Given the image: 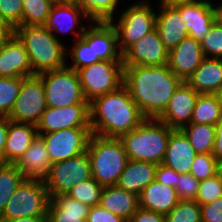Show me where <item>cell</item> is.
<instances>
[{
	"instance_id": "11",
	"label": "cell",
	"mask_w": 222,
	"mask_h": 222,
	"mask_svg": "<svg viewBox=\"0 0 222 222\" xmlns=\"http://www.w3.org/2000/svg\"><path fill=\"white\" fill-rule=\"evenodd\" d=\"M46 109L42 78L39 75H33L22 80L19 95L7 117L14 122L36 125Z\"/></svg>"
},
{
	"instance_id": "20",
	"label": "cell",
	"mask_w": 222,
	"mask_h": 222,
	"mask_svg": "<svg viewBox=\"0 0 222 222\" xmlns=\"http://www.w3.org/2000/svg\"><path fill=\"white\" fill-rule=\"evenodd\" d=\"M197 153L181 130H173L167 144L162 164L179 174L190 173Z\"/></svg>"
},
{
	"instance_id": "24",
	"label": "cell",
	"mask_w": 222,
	"mask_h": 222,
	"mask_svg": "<svg viewBox=\"0 0 222 222\" xmlns=\"http://www.w3.org/2000/svg\"><path fill=\"white\" fill-rule=\"evenodd\" d=\"M186 82L199 94H218L222 89V58L205 57Z\"/></svg>"
},
{
	"instance_id": "8",
	"label": "cell",
	"mask_w": 222,
	"mask_h": 222,
	"mask_svg": "<svg viewBox=\"0 0 222 222\" xmlns=\"http://www.w3.org/2000/svg\"><path fill=\"white\" fill-rule=\"evenodd\" d=\"M45 90L47 107H66L89 103L83 94L77 71L67 66L39 74Z\"/></svg>"
},
{
	"instance_id": "5",
	"label": "cell",
	"mask_w": 222,
	"mask_h": 222,
	"mask_svg": "<svg viewBox=\"0 0 222 222\" xmlns=\"http://www.w3.org/2000/svg\"><path fill=\"white\" fill-rule=\"evenodd\" d=\"M92 177L103 187L116 186L129 159L119 138L92 134L87 147Z\"/></svg>"
},
{
	"instance_id": "23",
	"label": "cell",
	"mask_w": 222,
	"mask_h": 222,
	"mask_svg": "<svg viewBox=\"0 0 222 222\" xmlns=\"http://www.w3.org/2000/svg\"><path fill=\"white\" fill-rule=\"evenodd\" d=\"M37 135L36 125L9 120L4 163L16 164Z\"/></svg>"
},
{
	"instance_id": "30",
	"label": "cell",
	"mask_w": 222,
	"mask_h": 222,
	"mask_svg": "<svg viewBox=\"0 0 222 222\" xmlns=\"http://www.w3.org/2000/svg\"><path fill=\"white\" fill-rule=\"evenodd\" d=\"M79 31H73L76 37V43L73 44L70 52L67 50V55L72 56L73 65L68 68L78 71L86 66L100 62L99 58H94V52L92 50V23H89V28H85L84 25H80Z\"/></svg>"
},
{
	"instance_id": "26",
	"label": "cell",
	"mask_w": 222,
	"mask_h": 222,
	"mask_svg": "<svg viewBox=\"0 0 222 222\" xmlns=\"http://www.w3.org/2000/svg\"><path fill=\"white\" fill-rule=\"evenodd\" d=\"M156 168L155 163L129 160L116 186L139 196L155 180Z\"/></svg>"
},
{
	"instance_id": "4",
	"label": "cell",
	"mask_w": 222,
	"mask_h": 222,
	"mask_svg": "<svg viewBox=\"0 0 222 222\" xmlns=\"http://www.w3.org/2000/svg\"><path fill=\"white\" fill-rule=\"evenodd\" d=\"M173 131L157 119H145L138 127L119 139L129 160L161 164Z\"/></svg>"
},
{
	"instance_id": "6",
	"label": "cell",
	"mask_w": 222,
	"mask_h": 222,
	"mask_svg": "<svg viewBox=\"0 0 222 222\" xmlns=\"http://www.w3.org/2000/svg\"><path fill=\"white\" fill-rule=\"evenodd\" d=\"M50 195L39 179H24L7 202L0 220L47 215Z\"/></svg>"
},
{
	"instance_id": "51",
	"label": "cell",
	"mask_w": 222,
	"mask_h": 222,
	"mask_svg": "<svg viewBox=\"0 0 222 222\" xmlns=\"http://www.w3.org/2000/svg\"><path fill=\"white\" fill-rule=\"evenodd\" d=\"M5 222H48V216H32L18 219L3 220Z\"/></svg>"
},
{
	"instance_id": "13",
	"label": "cell",
	"mask_w": 222,
	"mask_h": 222,
	"mask_svg": "<svg viewBox=\"0 0 222 222\" xmlns=\"http://www.w3.org/2000/svg\"><path fill=\"white\" fill-rule=\"evenodd\" d=\"M38 134L67 128H90L89 103L66 107H47L36 124Z\"/></svg>"
},
{
	"instance_id": "44",
	"label": "cell",
	"mask_w": 222,
	"mask_h": 222,
	"mask_svg": "<svg viewBox=\"0 0 222 222\" xmlns=\"http://www.w3.org/2000/svg\"><path fill=\"white\" fill-rule=\"evenodd\" d=\"M201 222H222V197L200 205Z\"/></svg>"
},
{
	"instance_id": "10",
	"label": "cell",
	"mask_w": 222,
	"mask_h": 222,
	"mask_svg": "<svg viewBox=\"0 0 222 222\" xmlns=\"http://www.w3.org/2000/svg\"><path fill=\"white\" fill-rule=\"evenodd\" d=\"M92 177L88 152L52 163L44 183L52 196L67 194L72 187Z\"/></svg>"
},
{
	"instance_id": "36",
	"label": "cell",
	"mask_w": 222,
	"mask_h": 222,
	"mask_svg": "<svg viewBox=\"0 0 222 222\" xmlns=\"http://www.w3.org/2000/svg\"><path fill=\"white\" fill-rule=\"evenodd\" d=\"M103 188L91 177L72 187L67 195L89 207H94L100 204Z\"/></svg>"
},
{
	"instance_id": "40",
	"label": "cell",
	"mask_w": 222,
	"mask_h": 222,
	"mask_svg": "<svg viewBox=\"0 0 222 222\" xmlns=\"http://www.w3.org/2000/svg\"><path fill=\"white\" fill-rule=\"evenodd\" d=\"M222 197V178L220 174L200 181L195 200L204 205Z\"/></svg>"
},
{
	"instance_id": "14",
	"label": "cell",
	"mask_w": 222,
	"mask_h": 222,
	"mask_svg": "<svg viewBox=\"0 0 222 222\" xmlns=\"http://www.w3.org/2000/svg\"><path fill=\"white\" fill-rule=\"evenodd\" d=\"M124 66H162L168 62V50L165 48L160 35L155 28L146 34L123 54Z\"/></svg>"
},
{
	"instance_id": "53",
	"label": "cell",
	"mask_w": 222,
	"mask_h": 222,
	"mask_svg": "<svg viewBox=\"0 0 222 222\" xmlns=\"http://www.w3.org/2000/svg\"><path fill=\"white\" fill-rule=\"evenodd\" d=\"M213 9L215 22L222 27V2L216 7L213 5Z\"/></svg>"
},
{
	"instance_id": "22",
	"label": "cell",
	"mask_w": 222,
	"mask_h": 222,
	"mask_svg": "<svg viewBox=\"0 0 222 222\" xmlns=\"http://www.w3.org/2000/svg\"><path fill=\"white\" fill-rule=\"evenodd\" d=\"M91 22L94 58H99L101 61H122L118 35L113 23L111 21Z\"/></svg>"
},
{
	"instance_id": "45",
	"label": "cell",
	"mask_w": 222,
	"mask_h": 222,
	"mask_svg": "<svg viewBox=\"0 0 222 222\" xmlns=\"http://www.w3.org/2000/svg\"><path fill=\"white\" fill-rule=\"evenodd\" d=\"M86 222H127L122 217L110 213L100 205L90 207Z\"/></svg>"
},
{
	"instance_id": "15",
	"label": "cell",
	"mask_w": 222,
	"mask_h": 222,
	"mask_svg": "<svg viewBox=\"0 0 222 222\" xmlns=\"http://www.w3.org/2000/svg\"><path fill=\"white\" fill-rule=\"evenodd\" d=\"M198 95L199 93L186 81H183L175 90L166 109L157 120L165 123L173 130H181L190 124Z\"/></svg>"
},
{
	"instance_id": "39",
	"label": "cell",
	"mask_w": 222,
	"mask_h": 222,
	"mask_svg": "<svg viewBox=\"0 0 222 222\" xmlns=\"http://www.w3.org/2000/svg\"><path fill=\"white\" fill-rule=\"evenodd\" d=\"M218 170L219 162L212 153H198L193 160L190 174L202 181L218 174Z\"/></svg>"
},
{
	"instance_id": "16",
	"label": "cell",
	"mask_w": 222,
	"mask_h": 222,
	"mask_svg": "<svg viewBox=\"0 0 222 222\" xmlns=\"http://www.w3.org/2000/svg\"><path fill=\"white\" fill-rule=\"evenodd\" d=\"M204 58L200 43L188 36L168 51L167 65L177 77L186 81Z\"/></svg>"
},
{
	"instance_id": "31",
	"label": "cell",
	"mask_w": 222,
	"mask_h": 222,
	"mask_svg": "<svg viewBox=\"0 0 222 222\" xmlns=\"http://www.w3.org/2000/svg\"><path fill=\"white\" fill-rule=\"evenodd\" d=\"M222 121V104L218 94H199L190 123L216 125Z\"/></svg>"
},
{
	"instance_id": "2",
	"label": "cell",
	"mask_w": 222,
	"mask_h": 222,
	"mask_svg": "<svg viewBox=\"0 0 222 222\" xmlns=\"http://www.w3.org/2000/svg\"><path fill=\"white\" fill-rule=\"evenodd\" d=\"M89 113L91 133L109 138H120L146 119L124 85L95 97L89 102Z\"/></svg>"
},
{
	"instance_id": "18",
	"label": "cell",
	"mask_w": 222,
	"mask_h": 222,
	"mask_svg": "<svg viewBox=\"0 0 222 222\" xmlns=\"http://www.w3.org/2000/svg\"><path fill=\"white\" fill-rule=\"evenodd\" d=\"M33 76L28 53L14 34L0 48V77L26 78Z\"/></svg>"
},
{
	"instance_id": "55",
	"label": "cell",
	"mask_w": 222,
	"mask_h": 222,
	"mask_svg": "<svg viewBox=\"0 0 222 222\" xmlns=\"http://www.w3.org/2000/svg\"><path fill=\"white\" fill-rule=\"evenodd\" d=\"M218 173L220 174L221 178H222V161L219 162V170Z\"/></svg>"
},
{
	"instance_id": "29",
	"label": "cell",
	"mask_w": 222,
	"mask_h": 222,
	"mask_svg": "<svg viewBox=\"0 0 222 222\" xmlns=\"http://www.w3.org/2000/svg\"><path fill=\"white\" fill-rule=\"evenodd\" d=\"M80 18H88L86 22L91 23L87 14L77 4H53L44 26L56 38H59L55 32L68 33L73 31L79 24Z\"/></svg>"
},
{
	"instance_id": "49",
	"label": "cell",
	"mask_w": 222,
	"mask_h": 222,
	"mask_svg": "<svg viewBox=\"0 0 222 222\" xmlns=\"http://www.w3.org/2000/svg\"><path fill=\"white\" fill-rule=\"evenodd\" d=\"M212 154L218 162L222 161V121L215 125V141Z\"/></svg>"
},
{
	"instance_id": "3",
	"label": "cell",
	"mask_w": 222,
	"mask_h": 222,
	"mask_svg": "<svg viewBox=\"0 0 222 222\" xmlns=\"http://www.w3.org/2000/svg\"><path fill=\"white\" fill-rule=\"evenodd\" d=\"M15 35L28 53L33 75L66 67V48L45 26L15 27Z\"/></svg>"
},
{
	"instance_id": "27",
	"label": "cell",
	"mask_w": 222,
	"mask_h": 222,
	"mask_svg": "<svg viewBox=\"0 0 222 222\" xmlns=\"http://www.w3.org/2000/svg\"><path fill=\"white\" fill-rule=\"evenodd\" d=\"M90 207L67 194L52 196L49 202L48 222H86Z\"/></svg>"
},
{
	"instance_id": "1",
	"label": "cell",
	"mask_w": 222,
	"mask_h": 222,
	"mask_svg": "<svg viewBox=\"0 0 222 222\" xmlns=\"http://www.w3.org/2000/svg\"><path fill=\"white\" fill-rule=\"evenodd\" d=\"M183 81L168 67L124 66L123 85L146 119H157Z\"/></svg>"
},
{
	"instance_id": "37",
	"label": "cell",
	"mask_w": 222,
	"mask_h": 222,
	"mask_svg": "<svg viewBox=\"0 0 222 222\" xmlns=\"http://www.w3.org/2000/svg\"><path fill=\"white\" fill-rule=\"evenodd\" d=\"M24 78L0 77V115L8 116Z\"/></svg>"
},
{
	"instance_id": "12",
	"label": "cell",
	"mask_w": 222,
	"mask_h": 222,
	"mask_svg": "<svg viewBox=\"0 0 222 222\" xmlns=\"http://www.w3.org/2000/svg\"><path fill=\"white\" fill-rule=\"evenodd\" d=\"M43 138L51 163L78 156L87 151L90 128H67L38 134Z\"/></svg>"
},
{
	"instance_id": "33",
	"label": "cell",
	"mask_w": 222,
	"mask_h": 222,
	"mask_svg": "<svg viewBox=\"0 0 222 222\" xmlns=\"http://www.w3.org/2000/svg\"><path fill=\"white\" fill-rule=\"evenodd\" d=\"M24 179L16 164L0 162V216L10 197Z\"/></svg>"
},
{
	"instance_id": "50",
	"label": "cell",
	"mask_w": 222,
	"mask_h": 222,
	"mask_svg": "<svg viewBox=\"0 0 222 222\" xmlns=\"http://www.w3.org/2000/svg\"><path fill=\"white\" fill-rule=\"evenodd\" d=\"M14 34L15 28L9 22L0 19V48L6 45Z\"/></svg>"
},
{
	"instance_id": "21",
	"label": "cell",
	"mask_w": 222,
	"mask_h": 222,
	"mask_svg": "<svg viewBox=\"0 0 222 222\" xmlns=\"http://www.w3.org/2000/svg\"><path fill=\"white\" fill-rule=\"evenodd\" d=\"M16 165L25 179L44 180L46 178L52 163L40 135L36 136Z\"/></svg>"
},
{
	"instance_id": "9",
	"label": "cell",
	"mask_w": 222,
	"mask_h": 222,
	"mask_svg": "<svg viewBox=\"0 0 222 222\" xmlns=\"http://www.w3.org/2000/svg\"><path fill=\"white\" fill-rule=\"evenodd\" d=\"M157 13L153 12L151 4L145 2L133 3L121 12L118 23H113L118 35V47L123 54L131 45L156 28Z\"/></svg>"
},
{
	"instance_id": "38",
	"label": "cell",
	"mask_w": 222,
	"mask_h": 222,
	"mask_svg": "<svg viewBox=\"0 0 222 222\" xmlns=\"http://www.w3.org/2000/svg\"><path fill=\"white\" fill-rule=\"evenodd\" d=\"M165 219L166 222H201L200 205L196 200H179Z\"/></svg>"
},
{
	"instance_id": "52",
	"label": "cell",
	"mask_w": 222,
	"mask_h": 222,
	"mask_svg": "<svg viewBox=\"0 0 222 222\" xmlns=\"http://www.w3.org/2000/svg\"><path fill=\"white\" fill-rule=\"evenodd\" d=\"M204 0H160V2L166 3L167 5L177 7L179 5L193 4L202 2Z\"/></svg>"
},
{
	"instance_id": "41",
	"label": "cell",
	"mask_w": 222,
	"mask_h": 222,
	"mask_svg": "<svg viewBox=\"0 0 222 222\" xmlns=\"http://www.w3.org/2000/svg\"><path fill=\"white\" fill-rule=\"evenodd\" d=\"M200 45L205 57L222 58V27L214 22Z\"/></svg>"
},
{
	"instance_id": "35",
	"label": "cell",
	"mask_w": 222,
	"mask_h": 222,
	"mask_svg": "<svg viewBox=\"0 0 222 222\" xmlns=\"http://www.w3.org/2000/svg\"><path fill=\"white\" fill-rule=\"evenodd\" d=\"M52 5V0H23L22 25L44 26Z\"/></svg>"
},
{
	"instance_id": "32",
	"label": "cell",
	"mask_w": 222,
	"mask_h": 222,
	"mask_svg": "<svg viewBox=\"0 0 222 222\" xmlns=\"http://www.w3.org/2000/svg\"><path fill=\"white\" fill-rule=\"evenodd\" d=\"M181 131L188 138L195 152L212 153L215 141V126L209 124L190 123Z\"/></svg>"
},
{
	"instance_id": "25",
	"label": "cell",
	"mask_w": 222,
	"mask_h": 222,
	"mask_svg": "<svg viewBox=\"0 0 222 222\" xmlns=\"http://www.w3.org/2000/svg\"><path fill=\"white\" fill-rule=\"evenodd\" d=\"M139 207L167 215L179 202L174 187H169L154 180L138 196Z\"/></svg>"
},
{
	"instance_id": "7",
	"label": "cell",
	"mask_w": 222,
	"mask_h": 222,
	"mask_svg": "<svg viewBox=\"0 0 222 222\" xmlns=\"http://www.w3.org/2000/svg\"><path fill=\"white\" fill-rule=\"evenodd\" d=\"M85 99L118 90L124 81L123 61H100L77 71Z\"/></svg>"
},
{
	"instance_id": "47",
	"label": "cell",
	"mask_w": 222,
	"mask_h": 222,
	"mask_svg": "<svg viewBox=\"0 0 222 222\" xmlns=\"http://www.w3.org/2000/svg\"><path fill=\"white\" fill-rule=\"evenodd\" d=\"M127 222H166L165 215L138 208Z\"/></svg>"
},
{
	"instance_id": "54",
	"label": "cell",
	"mask_w": 222,
	"mask_h": 222,
	"mask_svg": "<svg viewBox=\"0 0 222 222\" xmlns=\"http://www.w3.org/2000/svg\"><path fill=\"white\" fill-rule=\"evenodd\" d=\"M53 4H77L78 0H52Z\"/></svg>"
},
{
	"instance_id": "56",
	"label": "cell",
	"mask_w": 222,
	"mask_h": 222,
	"mask_svg": "<svg viewBox=\"0 0 222 222\" xmlns=\"http://www.w3.org/2000/svg\"><path fill=\"white\" fill-rule=\"evenodd\" d=\"M219 95V98H220V101H221V104H222V89L220 90V92L218 93Z\"/></svg>"
},
{
	"instance_id": "43",
	"label": "cell",
	"mask_w": 222,
	"mask_h": 222,
	"mask_svg": "<svg viewBox=\"0 0 222 222\" xmlns=\"http://www.w3.org/2000/svg\"><path fill=\"white\" fill-rule=\"evenodd\" d=\"M177 182L175 190L179 200H195L200 181H198L192 174L185 173L180 174Z\"/></svg>"
},
{
	"instance_id": "34",
	"label": "cell",
	"mask_w": 222,
	"mask_h": 222,
	"mask_svg": "<svg viewBox=\"0 0 222 222\" xmlns=\"http://www.w3.org/2000/svg\"><path fill=\"white\" fill-rule=\"evenodd\" d=\"M119 0H78L77 5L91 21H111Z\"/></svg>"
},
{
	"instance_id": "48",
	"label": "cell",
	"mask_w": 222,
	"mask_h": 222,
	"mask_svg": "<svg viewBox=\"0 0 222 222\" xmlns=\"http://www.w3.org/2000/svg\"><path fill=\"white\" fill-rule=\"evenodd\" d=\"M9 118L0 115V162L4 163V150L6 146V137L8 132Z\"/></svg>"
},
{
	"instance_id": "28",
	"label": "cell",
	"mask_w": 222,
	"mask_h": 222,
	"mask_svg": "<svg viewBox=\"0 0 222 222\" xmlns=\"http://www.w3.org/2000/svg\"><path fill=\"white\" fill-rule=\"evenodd\" d=\"M99 205L128 221L139 208V198L117 186H107L103 188Z\"/></svg>"
},
{
	"instance_id": "46",
	"label": "cell",
	"mask_w": 222,
	"mask_h": 222,
	"mask_svg": "<svg viewBox=\"0 0 222 222\" xmlns=\"http://www.w3.org/2000/svg\"><path fill=\"white\" fill-rule=\"evenodd\" d=\"M178 177H180V174L172 168L165 166L162 163L157 165L155 171V180L157 182L175 188L178 183Z\"/></svg>"
},
{
	"instance_id": "17",
	"label": "cell",
	"mask_w": 222,
	"mask_h": 222,
	"mask_svg": "<svg viewBox=\"0 0 222 222\" xmlns=\"http://www.w3.org/2000/svg\"><path fill=\"white\" fill-rule=\"evenodd\" d=\"M159 5L161 10L156 16V29L165 48L170 51L188 37L189 33L186 21L176 7L163 2Z\"/></svg>"
},
{
	"instance_id": "19",
	"label": "cell",
	"mask_w": 222,
	"mask_h": 222,
	"mask_svg": "<svg viewBox=\"0 0 222 222\" xmlns=\"http://www.w3.org/2000/svg\"><path fill=\"white\" fill-rule=\"evenodd\" d=\"M186 21L189 37L201 42L215 22L213 4L209 0L176 7Z\"/></svg>"
},
{
	"instance_id": "42",
	"label": "cell",
	"mask_w": 222,
	"mask_h": 222,
	"mask_svg": "<svg viewBox=\"0 0 222 222\" xmlns=\"http://www.w3.org/2000/svg\"><path fill=\"white\" fill-rule=\"evenodd\" d=\"M23 0H0V19L14 28L22 26Z\"/></svg>"
}]
</instances>
